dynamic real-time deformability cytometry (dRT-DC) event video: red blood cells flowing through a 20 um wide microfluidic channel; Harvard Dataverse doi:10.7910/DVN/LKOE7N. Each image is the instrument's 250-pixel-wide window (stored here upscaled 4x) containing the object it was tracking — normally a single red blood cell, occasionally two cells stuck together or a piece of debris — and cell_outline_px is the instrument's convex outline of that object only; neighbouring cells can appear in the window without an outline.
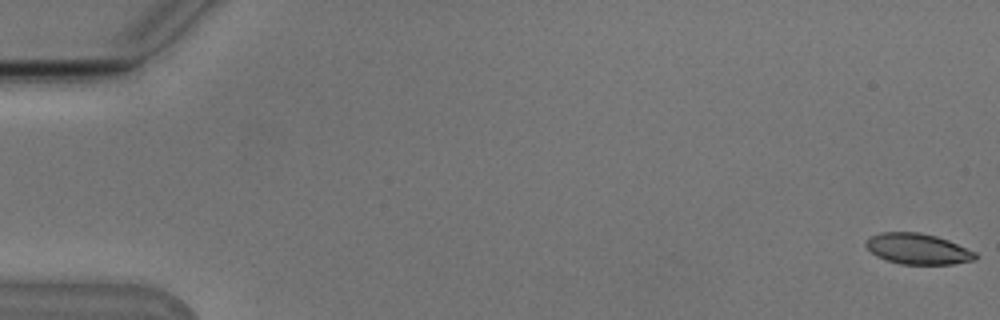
{"species": "Egyptian fruit bat (a non-hibernating species)", "species_latin": "Rousettus aegyptiacus", "temperature_condition": "cold", "stored_images_in_passage": 55, "camera_frame_rate_fps": 3000, "um_per_image_px": 0.085, "animal": {"sex": "male"}, "frame": {"image": 1, "passage_image": 1, "time_ms": 0.0, "image_size_px": [1000, 320], "cell_outline_px": [[976, 260], [952, 264], [900, 264], [876, 256], [864, 244], [872, 236], [880, 232], [920, 232], [936, 236], [948, 240], [976, 252]], "centroid_in_image_um": [78.03, 21.15], "position_along_channel_um": 7.0, "area_um2": 19.48}}
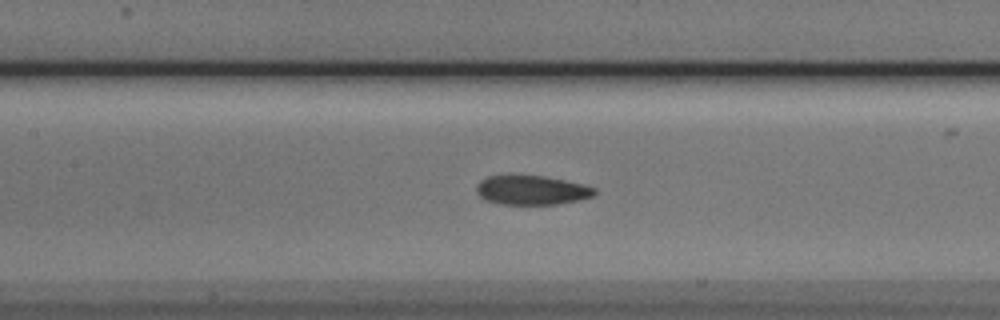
{"frame": {"image": 2, "passage_image": 26, "time_ms": 8.333, "image_size_px": [1000, 320], "cell_outline_px": [[596, 192], [592, 196], [580, 200], [556, 204], [500, 204], [484, 200], [476, 192], [476, 184], [480, 180], [488, 176], [544, 176], [564, 180], [596, 188]], "centroid_in_image_um": [45.16, 16.17], "position_along_channel_um": 162.2, "area_um2": 20.0}}
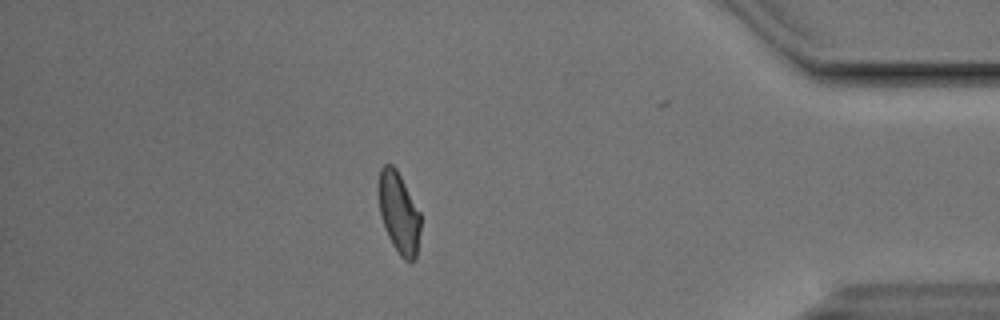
{"frame": {"image": 3, "passage_image": 48, "time_ms": 15.667, "image_size_px": [1000, 320], "cell_outline_px": [[420, 232], [416, 256], [412, 260], [404, 260], [400, 256], [392, 244], [388, 236], [380, 212], [380, 168], [384, 164], [392, 164], [396, 168], [420, 212]], "centroid_in_image_um": [33.93, 18.1], "position_along_channel_um": 401.3, "area_um2": 19.31}, "authors_computed_cell_mechanics": {"area_um2": 20.519, "velocity_mm_per_s": 3.7883, "shape_relaxation_time_tau1_ms": 3.9351, "shape_relaxation_time_tau2_ms": 1.8909, "deformation_change_tau1": 0.1335, "deformation_change_tau2": 0.0652}}